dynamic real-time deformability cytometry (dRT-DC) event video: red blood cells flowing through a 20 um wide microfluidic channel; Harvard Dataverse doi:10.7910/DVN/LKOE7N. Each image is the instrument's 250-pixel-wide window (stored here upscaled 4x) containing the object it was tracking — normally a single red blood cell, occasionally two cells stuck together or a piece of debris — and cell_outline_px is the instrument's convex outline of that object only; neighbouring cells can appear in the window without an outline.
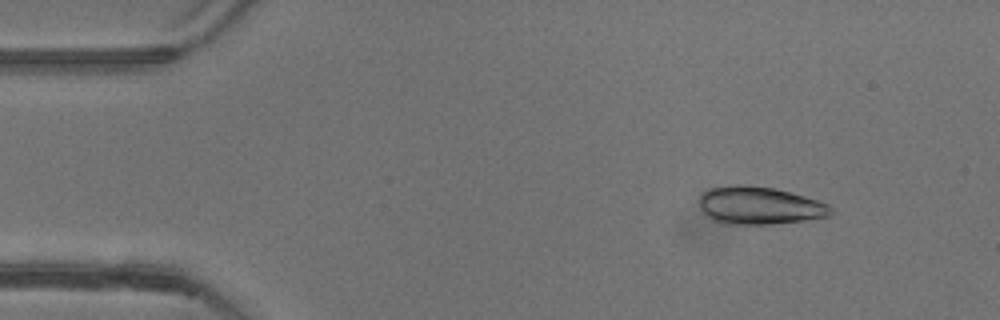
{"species": "common noctule bat (a hibernating species)", "species_latin": "Nyctalus noctula", "temperature_condition": "warm", "stored_images_in_passage": 51, "camera_frame_rate_fps": 3000, "um_per_image_px": 0.085, "animal": {"sex": "female"}, "frame": {"image": 1, "passage_image": 5, "time_ms": 1.333, "image_size_px": [1000, 320], "cell_outline_px": [[832, 212], [828, 216], [804, 220], [772, 224], [724, 224], [712, 220], [704, 216], [700, 208], [700, 196], [708, 188], [732, 184], [748, 184], [776, 188], [804, 196], [828, 204], [832, 208]], "centroid_in_image_um": [64.49, 17.46], "position_along_channel_um": 20.5, "area_um2": 29.25}}
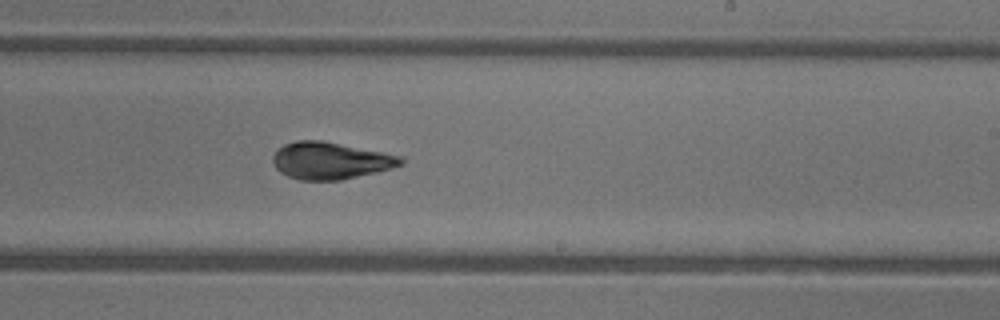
{"frame": {"image": 2, "passage_image": 30, "time_ms": 9.667, "image_size_px": [1000, 320], "cell_outline_px": [[404, 164], [392, 168], [376, 172], [340, 180], [300, 180], [288, 176], [280, 172], [276, 168], [272, 160], [272, 156], [284, 144], [296, 140], [324, 140], [384, 152], [400, 156], [404, 160]], "centroid_in_image_um": [28.09, 13.64], "position_along_channel_um": 260.9, "area_um2": 27.69}}
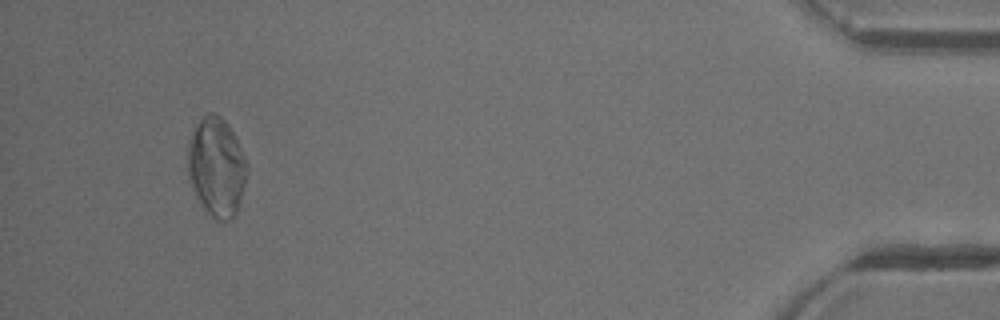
{"frame": {"image": 3, "passage_image": 48, "time_ms": 15.667, "image_size_px": [1000, 320], "cell_outline_px": [[248, 172], [236, 216], [232, 220], [216, 220], [204, 212], [192, 188], [188, 176], [188, 140], [200, 120], [208, 112], [216, 112], [228, 124], [236, 136], [248, 164]], "centroid_in_image_um": [18.42, 14.22], "position_along_channel_um": 416.8, "area_um2": 34.68}, "authors_computed_cell_mechanics": {"area_um2": 27.9752, "velocity_mm_per_s": 3.8981, "shape_relaxation_time_tau1_ms": 3.6287, "shape_relaxation_time_tau2_ms": 1.0689, "deformation_change_tau1": 0.1736, "deformation_change_tau2": 0.0766}}